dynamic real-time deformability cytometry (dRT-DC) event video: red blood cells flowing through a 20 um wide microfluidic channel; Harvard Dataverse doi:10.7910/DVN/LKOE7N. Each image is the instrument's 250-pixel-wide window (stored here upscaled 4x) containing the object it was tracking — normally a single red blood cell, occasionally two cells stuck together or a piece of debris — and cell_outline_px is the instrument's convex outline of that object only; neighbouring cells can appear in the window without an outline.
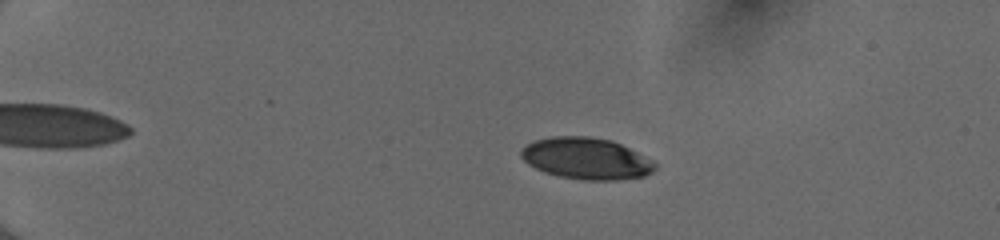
{"species": "human", "species_latin": "Homo sapiens", "temperature_condition": "cold", "stored_images_in_passage": 54, "camera_frame_rate_fps": 3000, "um_per_image_px": 0.085, "donor": {"sex": "female"}, "frame": {"image": 1, "passage_image": 13, "time_ms": 4.0, "image_size_px": [1000, 240], "cell_outline_px": [[656, 168], [652, 172], [644, 176], [620, 180], [580, 180], [560, 176], [544, 172], [528, 164], [520, 156], [520, 152], [528, 144], [536, 140], [552, 136], [588, 136], [612, 140], [652, 160], [656, 164]], "centroid_in_image_um": [49.84, 13.48], "position_along_channel_um": 35.2, "area_um2": 32.31}}
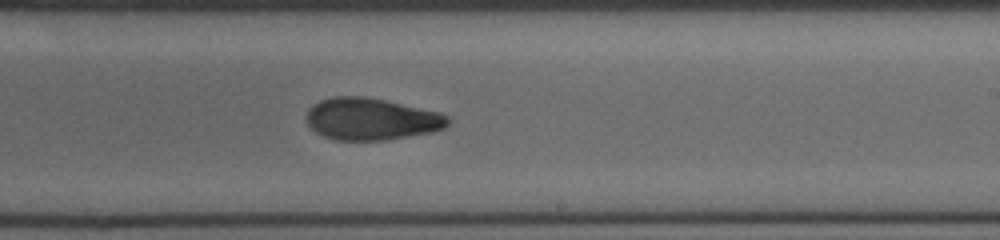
{"frame": {"image": 2, "passage_image": 36, "time_ms": 11.667, "image_size_px": [1000, 240], "cell_outline_px": [[448, 124], [444, 128], [432, 132], [388, 140], [336, 140], [324, 136], [316, 132], [308, 124], [308, 108], [312, 104], [320, 100], [332, 96], [364, 96], [384, 100], [440, 112], [448, 116]], "centroid_in_image_um": [31.56, 10.11], "position_along_channel_um": 257.4, "area_um2": 34.56}}
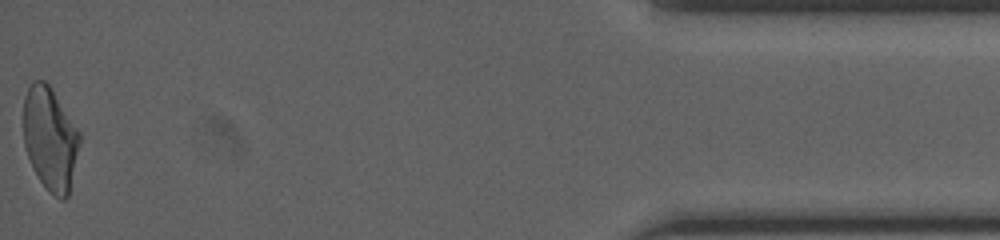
{"frame": {"image": 3, "passage_image": 54, "time_ms": 17.667, "image_size_px": [1000, 240], "cell_outline_px": [[80, 144], [68, 196], [64, 200], [60, 200], [40, 180], [28, 156], [24, 144], [24, 96], [32, 80], [44, 80], [48, 84], [80, 132]], "centroid_in_image_um": [4.27, 11.76], "position_along_channel_um": 430.9, "area_um2": 33.23}, "authors_computed_cell_mechanics": {"area_um2": 33.9864, "velocity_mm_per_s": 4.0561, "shape_relaxation_time_tau1_ms": 9.991, "shape_relaxation_time_tau2_ms": 3.2515, "deformation_change_tau1": 0.2504, "deformation_change_tau2": 0.0997}}